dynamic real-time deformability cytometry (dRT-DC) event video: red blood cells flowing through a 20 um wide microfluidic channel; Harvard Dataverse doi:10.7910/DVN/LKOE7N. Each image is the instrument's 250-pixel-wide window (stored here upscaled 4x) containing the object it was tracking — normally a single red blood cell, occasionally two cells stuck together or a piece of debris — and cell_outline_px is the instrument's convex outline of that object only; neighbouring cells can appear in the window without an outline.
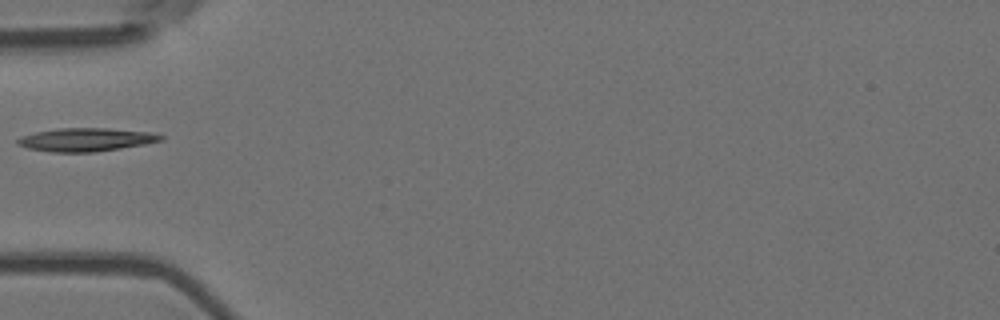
{"species": "Egyptian fruit bat (a non-hibernating species)", "species_latin": "Rousettus aegyptiacus", "temperature_condition": "room temperature", "stored_images_in_passage": 1, "camera_frame_rate_fps": 3000, "um_per_image_px": 0.085, "animal": {"sex": "female"}, "frame": {"image": 1, "passage_image": 1, "time_ms": 0.0, "image_size_px": [1000, 320], "cell_outline_px": [[164, 140], [144, 144], [120, 148], [92, 152], [52, 152], [28, 148], [16, 144], [16, 140], [20, 136], [36, 132], [56, 128], [108, 128], [152, 132], [164, 136]], "centroid_in_image_um": [7.3, 11.86], "position_along_channel_um": 77.7, "area_um2": 19.48}}